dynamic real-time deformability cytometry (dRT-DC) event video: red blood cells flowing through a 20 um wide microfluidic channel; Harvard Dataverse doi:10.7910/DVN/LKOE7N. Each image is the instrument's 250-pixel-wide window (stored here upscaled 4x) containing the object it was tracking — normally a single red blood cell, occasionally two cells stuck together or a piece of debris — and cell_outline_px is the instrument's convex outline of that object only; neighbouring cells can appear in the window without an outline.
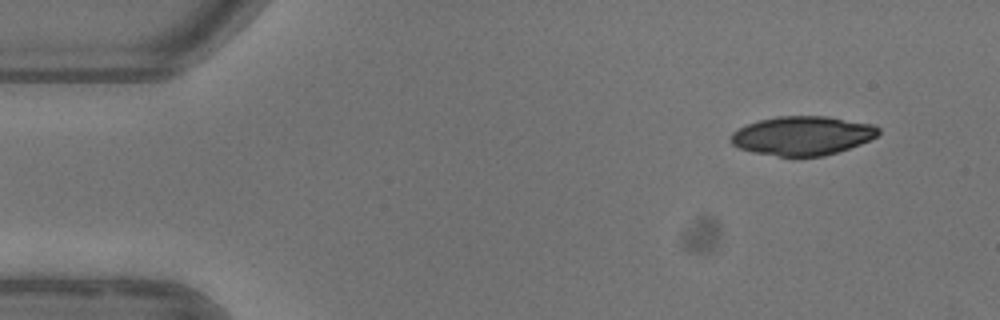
{"species": "common noctule bat (a hibernating species)", "species_latin": "Nyctalus noctula", "temperature_condition": "warm", "stored_images_in_passage": 6, "camera_frame_rate_fps": 3000, "um_per_image_px": 0.085, "animal": {"sex": "female"}, "frame": {"image": 1, "passage_image": 1, "time_ms": 0.0, "image_size_px": [1000, 320], "cell_outline_px": [[880, 132], [876, 136], [860, 144], [824, 156], [780, 156], [752, 152], [740, 148], [732, 144], [728, 140], [732, 132], [748, 124], [760, 120], [776, 116], [828, 116], [872, 124], [880, 128]], "centroid_in_image_um": [68.19, 11.52], "position_along_channel_um": 16.8, "area_um2": 33.41}}